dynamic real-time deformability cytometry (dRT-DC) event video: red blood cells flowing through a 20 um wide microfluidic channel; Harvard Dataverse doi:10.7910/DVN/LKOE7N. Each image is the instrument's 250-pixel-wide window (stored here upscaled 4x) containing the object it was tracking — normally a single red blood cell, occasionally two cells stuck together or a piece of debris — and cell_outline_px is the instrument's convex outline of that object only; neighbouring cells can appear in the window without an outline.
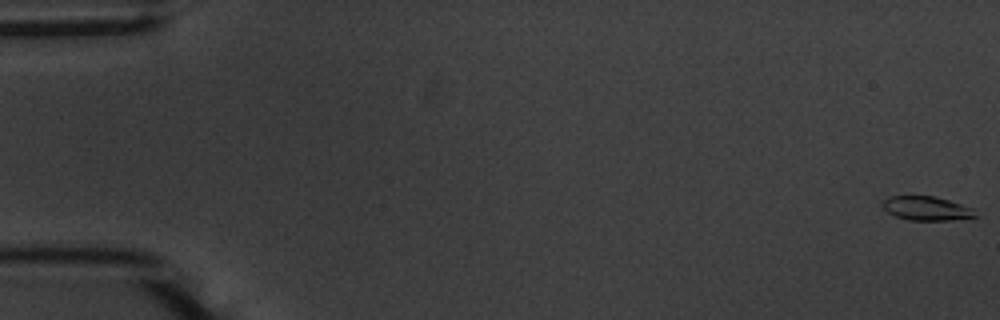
{"species": "common noctule bat (a hibernating species)", "species_latin": "Nyctalus noctula", "temperature_condition": "warm", "stored_images_in_passage": 56, "camera_frame_rate_fps": 3000, "um_per_image_px": 0.085, "animal": {"sex": "male", "body_mass_g": 20.1, "forearm_length_mm": 53.5}, "frame": {"image": 1, "passage_image": 1, "time_ms": 0.0, "image_size_px": [1000, 320], "cell_outline_px": [[980, 216], [952, 220], [908, 220], [896, 216], [888, 212], [880, 204], [884, 200], [892, 196], [936, 196], [972, 208]], "centroid_in_image_um": [78.77, 17.72], "position_along_channel_um": 6.2, "area_um2": 12.95}}
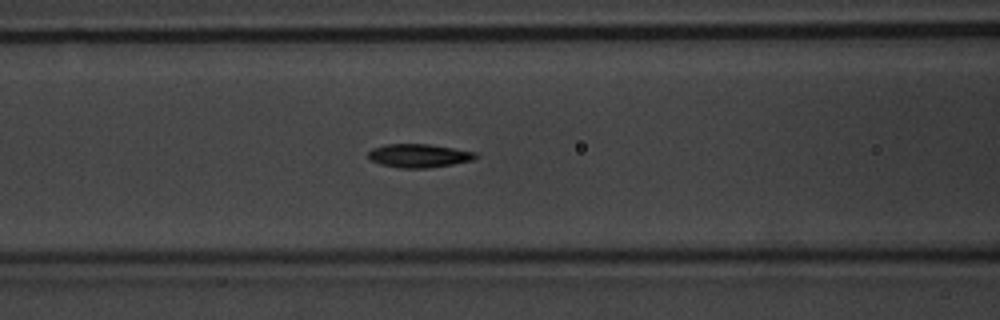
{"frame": {"image": 2, "passage_image": 24, "time_ms": 7.667, "image_size_px": [1000, 320], "cell_outline_px": [[480, 156], [472, 160], [452, 164], [428, 168], [400, 168], [380, 164], [372, 160], [368, 156], [368, 152], [372, 148], [384, 144], [428, 144], [476, 152]], "centroid_in_image_um": [35.6, 13.23], "position_along_channel_um": 131.0, "area_um2": 14.68}}
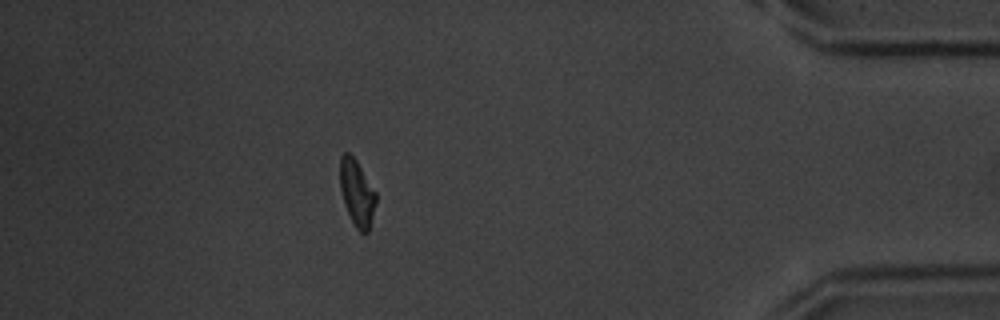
{"frame": {"image": 3, "passage_image": 50, "time_ms": 16.333, "image_size_px": [1000, 320], "cell_outline_px": [[376, 200], [368, 232], [360, 232], [356, 228], [344, 204], [340, 188], [340, 156], [344, 152], [348, 152], [356, 160], [376, 192]], "centroid_in_image_um": [30.32, 16.37], "position_along_channel_um": 404.9, "area_um2": 13.64}, "authors_computed_cell_mechanics": {"area_um2": 14.0454, "velocity_mm_per_s": 3.6762, "shape_relaxation_time_tau1_ms": 2.5922, "shape_relaxation_time_tau2_ms": 2.3711, "deformation_change_tau1": 0.1395, "deformation_change_tau2": 0.0832}}